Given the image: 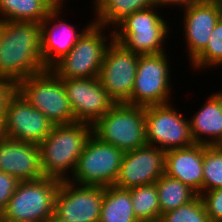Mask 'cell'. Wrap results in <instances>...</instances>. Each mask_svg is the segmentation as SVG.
Masks as SVG:
<instances>
[{
	"mask_svg": "<svg viewBox=\"0 0 222 222\" xmlns=\"http://www.w3.org/2000/svg\"><path fill=\"white\" fill-rule=\"evenodd\" d=\"M140 222H163L161 219L157 220H148V221H140Z\"/></svg>",
	"mask_w": 222,
	"mask_h": 222,
	"instance_id": "cell-35",
	"label": "cell"
},
{
	"mask_svg": "<svg viewBox=\"0 0 222 222\" xmlns=\"http://www.w3.org/2000/svg\"><path fill=\"white\" fill-rule=\"evenodd\" d=\"M20 181L3 171H0V213L7 206Z\"/></svg>",
	"mask_w": 222,
	"mask_h": 222,
	"instance_id": "cell-31",
	"label": "cell"
},
{
	"mask_svg": "<svg viewBox=\"0 0 222 222\" xmlns=\"http://www.w3.org/2000/svg\"><path fill=\"white\" fill-rule=\"evenodd\" d=\"M63 8L54 7L40 23L42 52L41 56L46 69L70 52L84 32L94 23L86 24L80 32L67 21L59 20ZM58 20V21H56ZM60 21V22H59Z\"/></svg>",
	"mask_w": 222,
	"mask_h": 222,
	"instance_id": "cell-17",
	"label": "cell"
},
{
	"mask_svg": "<svg viewBox=\"0 0 222 222\" xmlns=\"http://www.w3.org/2000/svg\"><path fill=\"white\" fill-rule=\"evenodd\" d=\"M66 0H49V2L52 4L53 7H59V8H63L64 4L63 2H65Z\"/></svg>",
	"mask_w": 222,
	"mask_h": 222,
	"instance_id": "cell-34",
	"label": "cell"
},
{
	"mask_svg": "<svg viewBox=\"0 0 222 222\" xmlns=\"http://www.w3.org/2000/svg\"><path fill=\"white\" fill-rule=\"evenodd\" d=\"M210 222H222V188L200 194Z\"/></svg>",
	"mask_w": 222,
	"mask_h": 222,
	"instance_id": "cell-29",
	"label": "cell"
},
{
	"mask_svg": "<svg viewBox=\"0 0 222 222\" xmlns=\"http://www.w3.org/2000/svg\"><path fill=\"white\" fill-rule=\"evenodd\" d=\"M124 152L101 141L93 133L87 140L69 181L90 186H114Z\"/></svg>",
	"mask_w": 222,
	"mask_h": 222,
	"instance_id": "cell-8",
	"label": "cell"
},
{
	"mask_svg": "<svg viewBox=\"0 0 222 222\" xmlns=\"http://www.w3.org/2000/svg\"><path fill=\"white\" fill-rule=\"evenodd\" d=\"M41 52L39 23L2 21L0 76L18 84L22 79L46 70Z\"/></svg>",
	"mask_w": 222,
	"mask_h": 222,
	"instance_id": "cell-1",
	"label": "cell"
},
{
	"mask_svg": "<svg viewBox=\"0 0 222 222\" xmlns=\"http://www.w3.org/2000/svg\"><path fill=\"white\" fill-rule=\"evenodd\" d=\"M60 182L47 177L20 181L7 206L0 213V220L45 222L54 212Z\"/></svg>",
	"mask_w": 222,
	"mask_h": 222,
	"instance_id": "cell-7",
	"label": "cell"
},
{
	"mask_svg": "<svg viewBox=\"0 0 222 222\" xmlns=\"http://www.w3.org/2000/svg\"><path fill=\"white\" fill-rule=\"evenodd\" d=\"M105 29L110 34L103 33ZM113 40V29L93 23L70 52L50 69L61 79L98 77L105 52Z\"/></svg>",
	"mask_w": 222,
	"mask_h": 222,
	"instance_id": "cell-4",
	"label": "cell"
},
{
	"mask_svg": "<svg viewBox=\"0 0 222 222\" xmlns=\"http://www.w3.org/2000/svg\"><path fill=\"white\" fill-rule=\"evenodd\" d=\"M158 5L162 8V6L166 9L167 7L173 8V6H178V8L182 9L190 6L193 3H197L201 0H157ZM167 6V7H166ZM182 7V8H181Z\"/></svg>",
	"mask_w": 222,
	"mask_h": 222,
	"instance_id": "cell-32",
	"label": "cell"
},
{
	"mask_svg": "<svg viewBox=\"0 0 222 222\" xmlns=\"http://www.w3.org/2000/svg\"><path fill=\"white\" fill-rule=\"evenodd\" d=\"M131 193L133 211L139 221L161 219L156 183L128 189Z\"/></svg>",
	"mask_w": 222,
	"mask_h": 222,
	"instance_id": "cell-25",
	"label": "cell"
},
{
	"mask_svg": "<svg viewBox=\"0 0 222 222\" xmlns=\"http://www.w3.org/2000/svg\"><path fill=\"white\" fill-rule=\"evenodd\" d=\"M17 91L54 125L74 122V113L67 98L63 79L51 69L22 79Z\"/></svg>",
	"mask_w": 222,
	"mask_h": 222,
	"instance_id": "cell-6",
	"label": "cell"
},
{
	"mask_svg": "<svg viewBox=\"0 0 222 222\" xmlns=\"http://www.w3.org/2000/svg\"><path fill=\"white\" fill-rule=\"evenodd\" d=\"M99 222H140L134 214L128 189L104 187Z\"/></svg>",
	"mask_w": 222,
	"mask_h": 222,
	"instance_id": "cell-22",
	"label": "cell"
},
{
	"mask_svg": "<svg viewBox=\"0 0 222 222\" xmlns=\"http://www.w3.org/2000/svg\"><path fill=\"white\" fill-rule=\"evenodd\" d=\"M92 133V125L86 123L54 125L51 133L39 144L44 177L69 180Z\"/></svg>",
	"mask_w": 222,
	"mask_h": 222,
	"instance_id": "cell-2",
	"label": "cell"
},
{
	"mask_svg": "<svg viewBox=\"0 0 222 222\" xmlns=\"http://www.w3.org/2000/svg\"><path fill=\"white\" fill-rule=\"evenodd\" d=\"M203 159L202 144L195 143L186 148L168 150L164 173L180 180L200 195L203 192Z\"/></svg>",
	"mask_w": 222,
	"mask_h": 222,
	"instance_id": "cell-19",
	"label": "cell"
},
{
	"mask_svg": "<svg viewBox=\"0 0 222 222\" xmlns=\"http://www.w3.org/2000/svg\"><path fill=\"white\" fill-rule=\"evenodd\" d=\"M93 22L113 29L126 16L158 4L157 0H93Z\"/></svg>",
	"mask_w": 222,
	"mask_h": 222,
	"instance_id": "cell-21",
	"label": "cell"
},
{
	"mask_svg": "<svg viewBox=\"0 0 222 222\" xmlns=\"http://www.w3.org/2000/svg\"><path fill=\"white\" fill-rule=\"evenodd\" d=\"M45 222H71L67 221L66 219L61 218L59 215H57L55 212H53L46 220Z\"/></svg>",
	"mask_w": 222,
	"mask_h": 222,
	"instance_id": "cell-33",
	"label": "cell"
},
{
	"mask_svg": "<svg viewBox=\"0 0 222 222\" xmlns=\"http://www.w3.org/2000/svg\"><path fill=\"white\" fill-rule=\"evenodd\" d=\"M166 151L146 144L125 152L114 186L130 189L155 183L165 171Z\"/></svg>",
	"mask_w": 222,
	"mask_h": 222,
	"instance_id": "cell-15",
	"label": "cell"
},
{
	"mask_svg": "<svg viewBox=\"0 0 222 222\" xmlns=\"http://www.w3.org/2000/svg\"><path fill=\"white\" fill-rule=\"evenodd\" d=\"M183 33L191 63L207 46L215 24L221 17L218 0H201L182 9Z\"/></svg>",
	"mask_w": 222,
	"mask_h": 222,
	"instance_id": "cell-16",
	"label": "cell"
},
{
	"mask_svg": "<svg viewBox=\"0 0 222 222\" xmlns=\"http://www.w3.org/2000/svg\"><path fill=\"white\" fill-rule=\"evenodd\" d=\"M173 107V103L145 107L146 142L168 151L195 144L190 120Z\"/></svg>",
	"mask_w": 222,
	"mask_h": 222,
	"instance_id": "cell-10",
	"label": "cell"
},
{
	"mask_svg": "<svg viewBox=\"0 0 222 222\" xmlns=\"http://www.w3.org/2000/svg\"><path fill=\"white\" fill-rule=\"evenodd\" d=\"M53 126L44 114L16 91L7 103L2 135L40 144L51 133Z\"/></svg>",
	"mask_w": 222,
	"mask_h": 222,
	"instance_id": "cell-13",
	"label": "cell"
},
{
	"mask_svg": "<svg viewBox=\"0 0 222 222\" xmlns=\"http://www.w3.org/2000/svg\"><path fill=\"white\" fill-rule=\"evenodd\" d=\"M190 64L199 71L222 65V16L215 24L206 48Z\"/></svg>",
	"mask_w": 222,
	"mask_h": 222,
	"instance_id": "cell-26",
	"label": "cell"
},
{
	"mask_svg": "<svg viewBox=\"0 0 222 222\" xmlns=\"http://www.w3.org/2000/svg\"><path fill=\"white\" fill-rule=\"evenodd\" d=\"M0 171L19 181L44 177L39 144L0 135Z\"/></svg>",
	"mask_w": 222,
	"mask_h": 222,
	"instance_id": "cell-18",
	"label": "cell"
},
{
	"mask_svg": "<svg viewBox=\"0 0 222 222\" xmlns=\"http://www.w3.org/2000/svg\"><path fill=\"white\" fill-rule=\"evenodd\" d=\"M53 8L49 0H0V20L40 24Z\"/></svg>",
	"mask_w": 222,
	"mask_h": 222,
	"instance_id": "cell-23",
	"label": "cell"
},
{
	"mask_svg": "<svg viewBox=\"0 0 222 222\" xmlns=\"http://www.w3.org/2000/svg\"><path fill=\"white\" fill-rule=\"evenodd\" d=\"M157 8L158 4L126 16L113 28L114 40L139 55L166 52L165 40L170 38L171 28Z\"/></svg>",
	"mask_w": 222,
	"mask_h": 222,
	"instance_id": "cell-3",
	"label": "cell"
},
{
	"mask_svg": "<svg viewBox=\"0 0 222 222\" xmlns=\"http://www.w3.org/2000/svg\"><path fill=\"white\" fill-rule=\"evenodd\" d=\"M155 183L161 215L189 203L198 195L188 185L165 173Z\"/></svg>",
	"mask_w": 222,
	"mask_h": 222,
	"instance_id": "cell-24",
	"label": "cell"
},
{
	"mask_svg": "<svg viewBox=\"0 0 222 222\" xmlns=\"http://www.w3.org/2000/svg\"><path fill=\"white\" fill-rule=\"evenodd\" d=\"M167 56L165 52L139 56L131 99L127 104L146 107L170 103L172 65Z\"/></svg>",
	"mask_w": 222,
	"mask_h": 222,
	"instance_id": "cell-9",
	"label": "cell"
},
{
	"mask_svg": "<svg viewBox=\"0 0 222 222\" xmlns=\"http://www.w3.org/2000/svg\"><path fill=\"white\" fill-rule=\"evenodd\" d=\"M1 34H2V21L0 20V38H1Z\"/></svg>",
	"mask_w": 222,
	"mask_h": 222,
	"instance_id": "cell-37",
	"label": "cell"
},
{
	"mask_svg": "<svg viewBox=\"0 0 222 222\" xmlns=\"http://www.w3.org/2000/svg\"><path fill=\"white\" fill-rule=\"evenodd\" d=\"M63 84L74 122L94 125L115 105L98 77L63 79Z\"/></svg>",
	"mask_w": 222,
	"mask_h": 222,
	"instance_id": "cell-14",
	"label": "cell"
},
{
	"mask_svg": "<svg viewBox=\"0 0 222 222\" xmlns=\"http://www.w3.org/2000/svg\"><path fill=\"white\" fill-rule=\"evenodd\" d=\"M93 134L124 153L145 146V107L115 104L94 125Z\"/></svg>",
	"mask_w": 222,
	"mask_h": 222,
	"instance_id": "cell-5",
	"label": "cell"
},
{
	"mask_svg": "<svg viewBox=\"0 0 222 222\" xmlns=\"http://www.w3.org/2000/svg\"><path fill=\"white\" fill-rule=\"evenodd\" d=\"M161 220L163 222H210L200 195L189 203L162 214Z\"/></svg>",
	"mask_w": 222,
	"mask_h": 222,
	"instance_id": "cell-28",
	"label": "cell"
},
{
	"mask_svg": "<svg viewBox=\"0 0 222 222\" xmlns=\"http://www.w3.org/2000/svg\"><path fill=\"white\" fill-rule=\"evenodd\" d=\"M17 91V84L9 78L0 76V135L4 128V118L9 99Z\"/></svg>",
	"mask_w": 222,
	"mask_h": 222,
	"instance_id": "cell-30",
	"label": "cell"
},
{
	"mask_svg": "<svg viewBox=\"0 0 222 222\" xmlns=\"http://www.w3.org/2000/svg\"><path fill=\"white\" fill-rule=\"evenodd\" d=\"M195 143L222 145V90L209 95L206 102L189 119Z\"/></svg>",
	"mask_w": 222,
	"mask_h": 222,
	"instance_id": "cell-20",
	"label": "cell"
},
{
	"mask_svg": "<svg viewBox=\"0 0 222 222\" xmlns=\"http://www.w3.org/2000/svg\"><path fill=\"white\" fill-rule=\"evenodd\" d=\"M104 187L61 181L54 212L71 222H99Z\"/></svg>",
	"mask_w": 222,
	"mask_h": 222,
	"instance_id": "cell-12",
	"label": "cell"
},
{
	"mask_svg": "<svg viewBox=\"0 0 222 222\" xmlns=\"http://www.w3.org/2000/svg\"><path fill=\"white\" fill-rule=\"evenodd\" d=\"M139 56L115 40L108 46L98 78L115 104L131 99Z\"/></svg>",
	"mask_w": 222,
	"mask_h": 222,
	"instance_id": "cell-11",
	"label": "cell"
},
{
	"mask_svg": "<svg viewBox=\"0 0 222 222\" xmlns=\"http://www.w3.org/2000/svg\"><path fill=\"white\" fill-rule=\"evenodd\" d=\"M220 7H221V16H222V0H218Z\"/></svg>",
	"mask_w": 222,
	"mask_h": 222,
	"instance_id": "cell-38",
	"label": "cell"
},
{
	"mask_svg": "<svg viewBox=\"0 0 222 222\" xmlns=\"http://www.w3.org/2000/svg\"><path fill=\"white\" fill-rule=\"evenodd\" d=\"M222 188V145H204L203 192Z\"/></svg>",
	"mask_w": 222,
	"mask_h": 222,
	"instance_id": "cell-27",
	"label": "cell"
},
{
	"mask_svg": "<svg viewBox=\"0 0 222 222\" xmlns=\"http://www.w3.org/2000/svg\"><path fill=\"white\" fill-rule=\"evenodd\" d=\"M0 222H23V221H13V220H0Z\"/></svg>",
	"mask_w": 222,
	"mask_h": 222,
	"instance_id": "cell-36",
	"label": "cell"
}]
</instances>
